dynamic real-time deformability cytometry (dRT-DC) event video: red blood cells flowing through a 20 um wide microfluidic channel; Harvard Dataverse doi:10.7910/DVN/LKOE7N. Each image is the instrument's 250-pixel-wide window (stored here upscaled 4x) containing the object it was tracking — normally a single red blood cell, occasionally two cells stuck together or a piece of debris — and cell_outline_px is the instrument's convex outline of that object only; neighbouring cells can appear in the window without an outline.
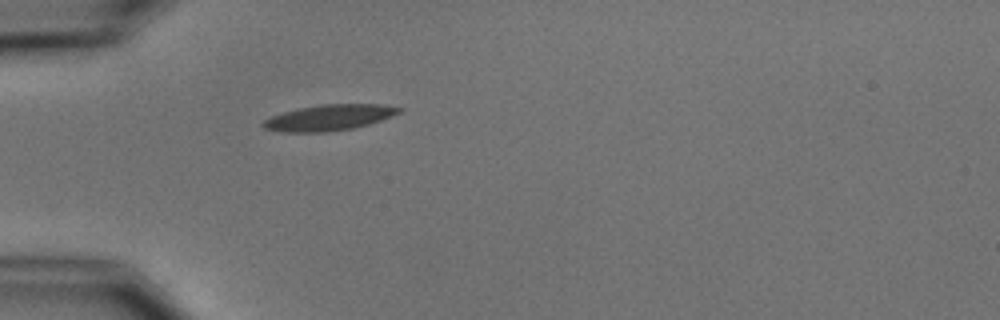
{"species": "common noctule bat (a hibernating species)", "species_latin": "Nyctalus noctula", "temperature_condition": "cold", "stored_images_in_passage": 1, "camera_frame_rate_fps": 3000, "um_per_image_px": 0.085, "animal": {"sex": "male", "body_mass_g": 15.6}, "frame": {"image": 1, "passage_image": 1, "time_ms": 0.0, "image_size_px": [1000, 320], "cell_outline_px": [[404, 108], [400, 112], [392, 116], [368, 124], [352, 128], [324, 132], [280, 132], [264, 128], [260, 124], [264, 120], [272, 116], [284, 112], [300, 108], [320, 104], [384, 104]], "centroid_in_image_um": [27.97, 9.99], "position_along_channel_um": 57.0, "area_um2": 20.4}}